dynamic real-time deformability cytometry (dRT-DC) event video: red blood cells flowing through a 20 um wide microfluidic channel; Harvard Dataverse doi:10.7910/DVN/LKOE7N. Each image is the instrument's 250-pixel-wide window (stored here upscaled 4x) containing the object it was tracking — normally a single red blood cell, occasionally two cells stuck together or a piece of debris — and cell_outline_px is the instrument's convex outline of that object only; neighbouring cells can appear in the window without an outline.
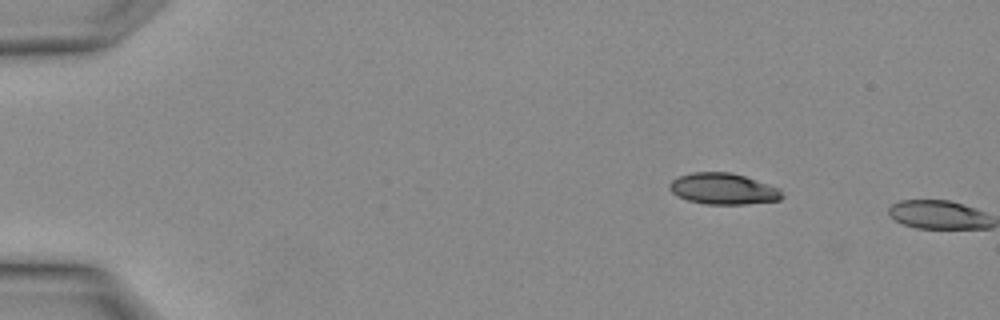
{"species": "Egyptian fruit bat (a non-hibernating species)", "species_latin": "Rousettus aegyptiacus", "temperature_condition": "warm", "stored_images_in_passage": 3, "camera_frame_rate_fps": 3000, "um_per_image_px": 0.085, "animal": {"sex": "female"}, "frame": {"image": 1, "passage_image": 2, "time_ms": 0.333, "image_size_px": [1000, 320], "cell_outline_px": [[784, 196], [780, 200], [744, 204], [704, 204], [688, 200], [672, 192], [668, 188], [668, 184], [676, 176], [692, 172], [732, 172], [780, 188]], "centroid_in_image_um": [61.46, 16.04], "position_along_channel_um": 23.5, "area_um2": 20.52}}